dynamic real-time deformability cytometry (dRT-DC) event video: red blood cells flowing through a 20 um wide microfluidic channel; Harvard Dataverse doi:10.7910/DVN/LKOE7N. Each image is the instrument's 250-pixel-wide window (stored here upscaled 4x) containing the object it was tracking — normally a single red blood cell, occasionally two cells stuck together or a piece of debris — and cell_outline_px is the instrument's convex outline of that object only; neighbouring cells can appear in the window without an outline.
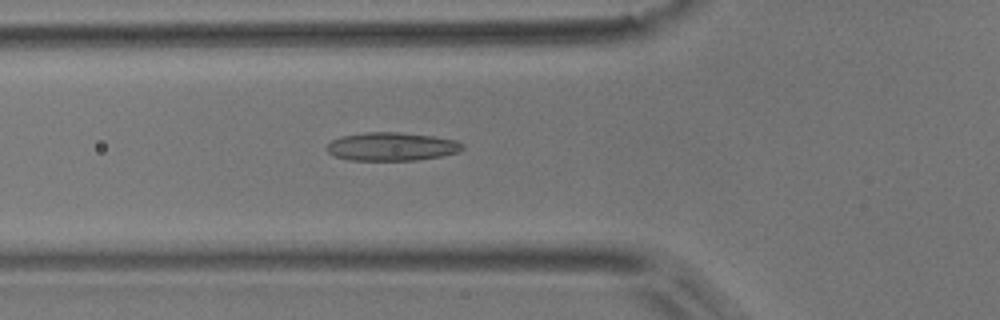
{"species": "common noctule bat (a hibernating species)", "species_latin": "Nyctalus noctula", "temperature_condition": "room temperature", "stored_images_in_passage": 54, "camera_frame_rate_fps": 3000, "um_per_image_px": 0.085, "animal": {"sex": "male", "body_mass_g": 17.9}, "frame": {"image": 1, "passage_image": 19, "time_ms": 6.0, "image_size_px": [1000, 320], "cell_outline_px": [[464, 148], [460, 152], [440, 156], [416, 160], [348, 160], [336, 156], [328, 152], [324, 148], [332, 140], [340, 136], [364, 132], [400, 132], [432, 136], [456, 140], [464, 144]], "centroid_in_image_um": [33.29, 12.45], "position_along_channel_um": 92.5, "area_um2": 22.54}}
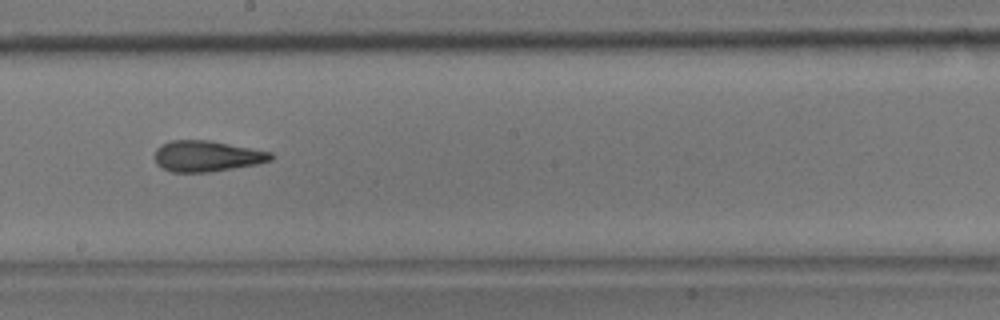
{"frame": {"image": 2, "passage_image": 30, "time_ms": 9.667, "image_size_px": [1000, 320], "cell_outline_px": [[276, 156], [272, 160], [256, 164], [212, 172], [172, 172], [160, 168], [156, 164], [156, 148], [160, 144], [172, 140], [208, 140], [272, 152]], "centroid_in_image_um": [17.58, 13.27], "position_along_channel_um": 230.6, "area_um2": 21.04}}
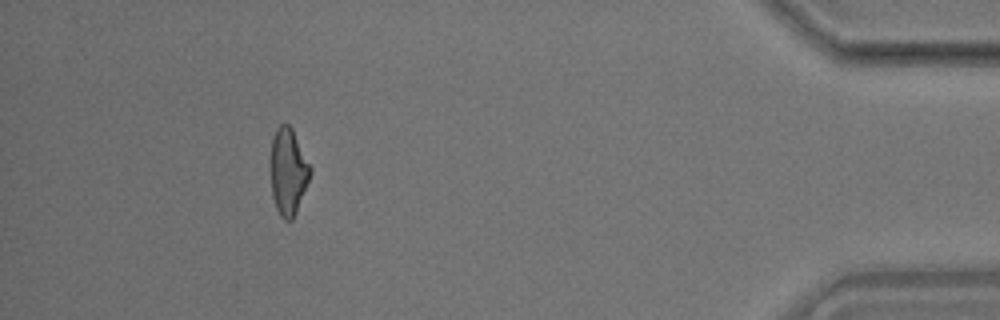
{"frame": {"image": 3, "passage_image": 49, "time_ms": 16.0, "image_size_px": [1000, 320], "cell_outline_px": [[312, 172], [296, 212], [292, 220], [284, 220], [280, 216], [276, 208], [272, 196], [268, 168], [268, 164], [272, 136], [276, 128], [280, 124], [288, 124], [292, 128], [312, 168]], "centroid_in_image_um": [24.45, 14.56], "position_along_channel_um": 410.8, "area_um2": 20.69}, "authors_computed_cell_mechanics": {"area_um2": 21.0392, "velocity_mm_per_s": 3.7518, "shape_relaxation_time_tau1_ms": 9.4722, "shape_relaxation_time_tau2_ms": 2.4138, "deformation_change_tau1": 0.2003, "deformation_change_tau2": 0.1123}}